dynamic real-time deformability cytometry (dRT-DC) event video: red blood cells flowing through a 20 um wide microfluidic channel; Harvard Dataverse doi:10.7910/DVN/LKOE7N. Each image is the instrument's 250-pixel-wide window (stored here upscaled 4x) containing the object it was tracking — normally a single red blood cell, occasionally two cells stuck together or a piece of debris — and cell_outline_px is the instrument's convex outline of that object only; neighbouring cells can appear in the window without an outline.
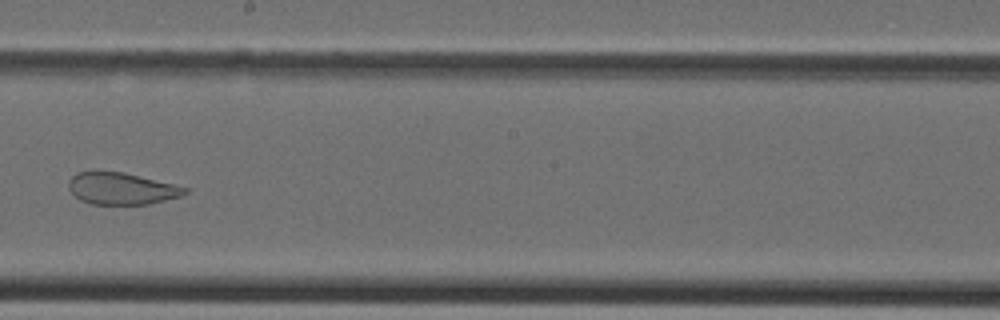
{"species": "Egyptian fruit bat (a non-hibernating species)", "species_latin": "Rousettus aegyptiacus", "temperature_condition": "cold", "stored_images_in_passage": 40, "camera_frame_rate_fps": 3000, "um_per_image_px": 0.085, "animal": {"sex": "female"}, "frame": {"image": 1, "passage_image": 23, "time_ms": 7.333, "image_size_px": [1000, 320], "cell_outline_px": [[188, 192], [180, 196], [148, 204], [92, 204], [80, 200], [68, 188], [68, 184], [72, 176], [76, 172], [124, 172], [176, 184], [188, 188]], "centroid_in_image_um": [10.35, 16.02], "position_along_channel_um": 237.8, "area_um2": 21.44}}
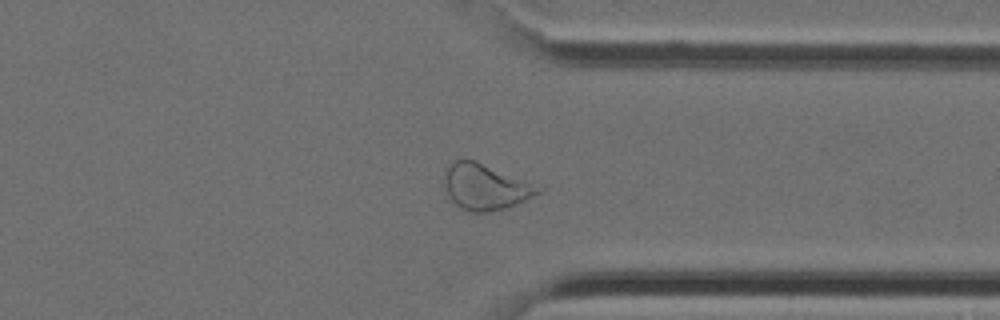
{"frame": {"image": 2, "passage_image": 31, "time_ms": 10.0, "image_size_px": [1000, 320], "cell_outline_px": [[544, 188], [540, 192], [516, 204], [504, 208], [488, 212], [472, 212], [460, 208], [448, 196], [444, 180], [444, 176], [448, 164], [452, 160], [476, 160], [544, 184]], "centroid_in_image_um": [41.34, 15.84], "position_along_channel_um": 370.1, "area_um2": 25.78}}
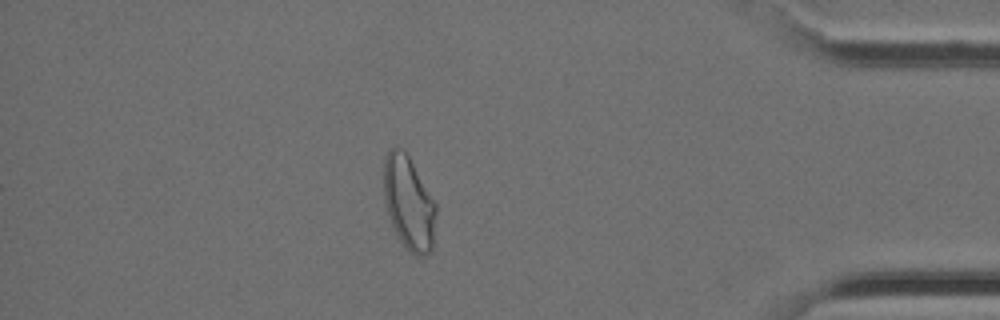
{"frame": {"image": 3, "passage_image": 35, "time_ms": 11.333, "image_size_px": [1000, 320], "cell_outline_px": [[436, 212], [432, 248], [424, 256], [416, 256], [400, 240], [388, 216], [384, 196], [384, 156], [396, 144], [408, 156], [436, 204]], "centroid_in_image_um": [34.73, 17.23], "position_along_channel_um": 400.5, "area_um2": 27.98}}